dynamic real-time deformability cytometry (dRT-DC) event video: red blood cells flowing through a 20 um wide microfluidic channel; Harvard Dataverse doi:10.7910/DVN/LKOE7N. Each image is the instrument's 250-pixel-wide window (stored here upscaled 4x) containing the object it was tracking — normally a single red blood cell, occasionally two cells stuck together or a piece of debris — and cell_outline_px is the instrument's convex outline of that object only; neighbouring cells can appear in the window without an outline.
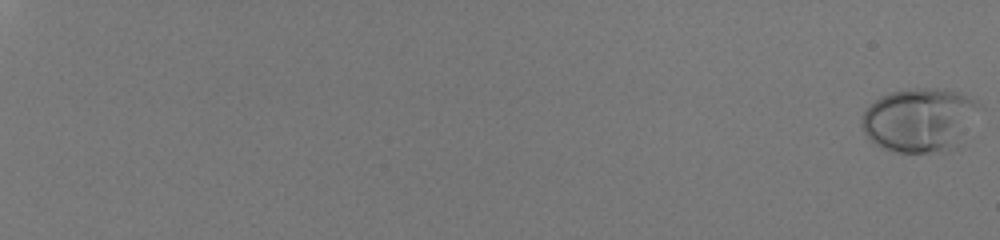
{"species": "human", "species_latin": "Homo sapiens", "temperature_condition": "room temperature", "stored_images_in_passage": 58, "camera_frame_rate_fps": 3000, "um_per_image_px": 0.085, "donor": {"sex": "male"}, "frame": {"image": 1, "passage_image": 1, "time_ms": 0.0, "image_size_px": [1000, 240], "cell_outline_px": [[980, 104], [956, 148], [948, 152], [896, 152], [884, 148], [876, 144], [864, 132], [860, 124], [860, 116], [880, 96], [892, 92], [912, 88], [944, 88], [960, 92], [976, 100]], "centroid_in_image_um": [78.14, 10.18], "position_along_channel_um": 6.9, "area_um2": 43.47}}
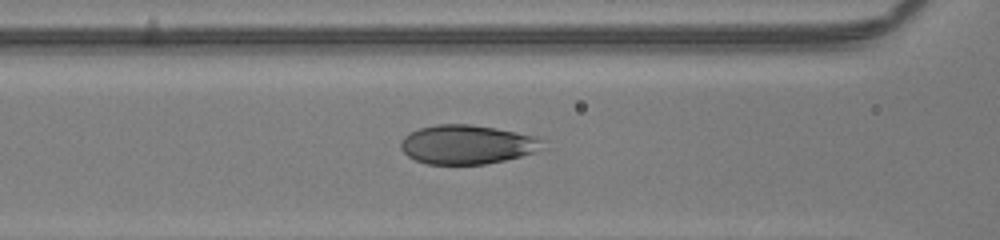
{"frame": {"image": 2, "passage_image": 32, "time_ms": 10.333, "image_size_px": [1000, 240], "cell_outline_px": [[548, 148], [536, 152], [504, 160], [484, 164], [428, 164], [416, 160], [408, 156], [400, 148], [400, 140], [404, 136], [420, 128], [436, 124], [468, 124], [496, 128], [536, 136], [544, 140]], "centroid_in_image_um": [39.75, 12.28], "position_along_channel_um": 126.8, "area_um2": 32.54}}
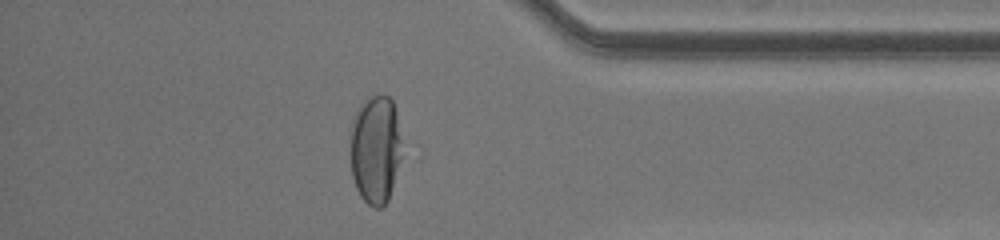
{"frame": {"image": 3, "passage_image": 53, "time_ms": 17.333, "image_size_px": [1000, 240], "cell_outline_px": [[400, 156], [388, 200], [380, 208], [376, 208], [368, 204], [360, 196], [356, 188], [352, 176], [352, 120], [360, 104], [368, 96], [388, 96], [392, 100], [396, 112], [400, 140]], "centroid_in_image_um": [31.89, 12.69], "position_along_channel_um": 403.3, "area_um2": 31.85}, "authors_computed_cell_mechanics": {"area_um2": 34.9401, "velocity_mm_per_s": 4.0745, "shape_relaxation_time_tau1_ms": 4.4987, "shape_relaxation_time_tau2_ms": null, "deformation_change_tau1": 0.2312, "deformation_change_tau2": null}}